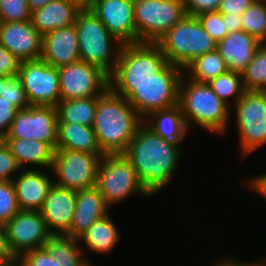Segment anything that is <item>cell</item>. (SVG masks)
Instances as JSON below:
<instances>
[{
	"label": "cell",
	"mask_w": 266,
	"mask_h": 266,
	"mask_svg": "<svg viewBox=\"0 0 266 266\" xmlns=\"http://www.w3.org/2000/svg\"><path fill=\"white\" fill-rule=\"evenodd\" d=\"M33 106L56 107L60 101L58 68L44 60L21 61L17 75Z\"/></svg>",
	"instance_id": "7c38bea8"
},
{
	"label": "cell",
	"mask_w": 266,
	"mask_h": 266,
	"mask_svg": "<svg viewBox=\"0 0 266 266\" xmlns=\"http://www.w3.org/2000/svg\"><path fill=\"white\" fill-rule=\"evenodd\" d=\"M52 0H27L30 12L42 8Z\"/></svg>",
	"instance_id": "c3c4849f"
},
{
	"label": "cell",
	"mask_w": 266,
	"mask_h": 266,
	"mask_svg": "<svg viewBox=\"0 0 266 266\" xmlns=\"http://www.w3.org/2000/svg\"><path fill=\"white\" fill-rule=\"evenodd\" d=\"M97 96L72 100H60L56 105L58 123H78L93 126Z\"/></svg>",
	"instance_id": "f1b7e54d"
},
{
	"label": "cell",
	"mask_w": 266,
	"mask_h": 266,
	"mask_svg": "<svg viewBox=\"0 0 266 266\" xmlns=\"http://www.w3.org/2000/svg\"><path fill=\"white\" fill-rule=\"evenodd\" d=\"M19 211L12 181H0V223L5 225Z\"/></svg>",
	"instance_id": "836d02e7"
},
{
	"label": "cell",
	"mask_w": 266,
	"mask_h": 266,
	"mask_svg": "<svg viewBox=\"0 0 266 266\" xmlns=\"http://www.w3.org/2000/svg\"><path fill=\"white\" fill-rule=\"evenodd\" d=\"M5 228L9 248L16 258L42 248L52 235L38 210H20Z\"/></svg>",
	"instance_id": "9a60e30c"
},
{
	"label": "cell",
	"mask_w": 266,
	"mask_h": 266,
	"mask_svg": "<svg viewBox=\"0 0 266 266\" xmlns=\"http://www.w3.org/2000/svg\"><path fill=\"white\" fill-rule=\"evenodd\" d=\"M18 260L22 266H60L43 248L27 251Z\"/></svg>",
	"instance_id": "f35d334b"
},
{
	"label": "cell",
	"mask_w": 266,
	"mask_h": 266,
	"mask_svg": "<svg viewBox=\"0 0 266 266\" xmlns=\"http://www.w3.org/2000/svg\"><path fill=\"white\" fill-rule=\"evenodd\" d=\"M223 20L228 33L242 30L241 15H231V13H222Z\"/></svg>",
	"instance_id": "bcb514c9"
},
{
	"label": "cell",
	"mask_w": 266,
	"mask_h": 266,
	"mask_svg": "<svg viewBox=\"0 0 266 266\" xmlns=\"http://www.w3.org/2000/svg\"><path fill=\"white\" fill-rule=\"evenodd\" d=\"M169 62L156 43L122 44L110 83H144Z\"/></svg>",
	"instance_id": "ba28073f"
},
{
	"label": "cell",
	"mask_w": 266,
	"mask_h": 266,
	"mask_svg": "<svg viewBox=\"0 0 266 266\" xmlns=\"http://www.w3.org/2000/svg\"><path fill=\"white\" fill-rule=\"evenodd\" d=\"M56 149H68L104 156L94 129L78 123H58Z\"/></svg>",
	"instance_id": "484cf974"
},
{
	"label": "cell",
	"mask_w": 266,
	"mask_h": 266,
	"mask_svg": "<svg viewBox=\"0 0 266 266\" xmlns=\"http://www.w3.org/2000/svg\"><path fill=\"white\" fill-rule=\"evenodd\" d=\"M234 257H226L224 259L221 258V260L219 259L218 261H216L214 264V266H263L265 263H266V259L265 261L263 259H260L262 261H258V262H242V261H239L238 259L235 260V258L233 259ZM249 263V264H248ZM213 266V265H212Z\"/></svg>",
	"instance_id": "7dc6e473"
},
{
	"label": "cell",
	"mask_w": 266,
	"mask_h": 266,
	"mask_svg": "<svg viewBox=\"0 0 266 266\" xmlns=\"http://www.w3.org/2000/svg\"><path fill=\"white\" fill-rule=\"evenodd\" d=\"M21 171L10 148L0 140V181H12Z\"/></svg>",
	"instance_id": "74e56055"
},
{
	"label": "cell",
	"mask_w": 266,
	"mask_h": 266,
	"mask_svg": "<svg viewBox=\"0 0 266 266\" xmlns=\"http://www.w3.org/2000/svg\"><path fill=\"white\" fill-rule=\"evenodd\" d=\"M260 45L253 36L240 30L228 33L217 43L216 50L224 59L228 71L242 74Z\"/></svg>",
	"instance_id": "603a6c76"
},
{
	"label": "cell",
	"mask_w": 266,
	"mask_h": 266,
	"mask_svg": "<svg viewBox=\"0 0 266 266\" xmlns=\"http://www.w3.org/2000/svg\"><path fill=\"white\" fill-rule=\"evenodd\" d=\"M179 145L163 139L144 122L131 140L124 155L151 195L161 192L172 182L182 154Z\"/></svg>",
	"instance_id": "6da1fadb"
},
{
	"label": "cell",
	"mask_w": 266,
	"mask_h": 266,
	"mask_svg": "<svg viewBox=\"0 0 266 266\" xmlns=\"http://www.w3.org/2000/svg\"><path fill=\"white\" fill-rule=\"evenodd\" d=\"M196 18L216 43L223 40L228 34L222 13L205 12L196 16Z\"/></svg>",
	"instance_id": "d590c367"
},
{
	"label": "cell",
	"mask_w": 266,
	"mask_h": 266,
	"mask_svg": "<svg viewBox=\"0 0 266 266\" xmlns=\"http://www.w3.org/2000/svg\"><path fill=\"white\" fill-rule=\"evenodd\" d=\"M85 5L120 43H137L133 0H88Z\"/></svg>",
	"instance_id": "2e32d148"
},
{
	"label": "cell",
	"mask_w": 266,
	"mask_h": 266,
	"mask_svg": "<svg viewBox=\"0 0 266 266\" xmlns=\"http://www.w3.org/2000/svg\"><path fill=\"white\" fill-rule=\"evenodd\" d=\"M41 59L56 68L79 61V43L75 25L57 28L44 34Z\"/></svg>",
	"instance_id": "d6986e66"
},
{
	"label": "cell",
	"mask_w": 266,
	"mask_h": 266,
	"mask_svg": "<svg viewBox=\"0 0 266 266\" xmlns=\"http://www.w3.org/2000/svg\"><path fill=\"white\" fill-rule=\"evenodd\" d=\"M16 259L8 245L5 225L0 223V265L7 264Z\"/></svg>",
	"instance_id": "f6af8a7d"
},
{
	"label": "cell",
	"mask_w": 266,
	"mask_h": 266,
	"mask_svg": "<svg viewBox=\"0 0 266 266\" xmlns=\"http://www.w3.org/2000/svg\"><path fill=\"white\" fill-rule=\"evenodd\" d=\"M76 191L53 184L39 210L52 235H65L72 225Z\"/></svg>",
	"instance_id": "ac0fdd59"
},
{
	"label": "cell",
	"mask_w": 266,
	"mask_h": 266,
	"mask_svg": "<svg viewBox=\"0 0 266 266\" xmlns=\"http://www.w3.org/2000/svg\"><path fill=\"white\" fill-rule=\"evenodd\" d=\"M142 123L128 100L110 87L97 96L92 128L104 154H124Z\"/></svg>",
	"instance_id": "7a4b0ae2"
},
{
	"label": "cell",
	"mask_w": 266,
	"mask_h": 266,
	"mask_svg": "<svg viewBox=\"0 0 266 266\" xmlns=\"http://www.w3.org/2000/svg\"><path fill=\"white\" fill-rule=\"evenodd\" d=\"M84 5L82 0H52L42 8L31 12V21L43 36L57 28L74 25L76 16Z\"/></svg>",
	"instance_id": "7402d4cb"
},
{
	"label": "cell",
	"mask_w": 266,
	"mask_h": 266,
	"mask_svg": "<svg viewBox=\"0 0 266 266\" xmlns=\"http://www.w3.org/2000/svg\"><path fill=\"white\" fill-rule=\"evenodd\" d=\"M54 179L44 169H21L12 180L20 210H40Z\"/></svg>",
	"instance_id": "ffe728a7"
},
{
	"label": "cell",
	"mask_w": 266,
	"mask_h": 266,
	"mask_svg": "<svg viewBox=\"0 0 266 266\" xmlns=\"http://www.w3.org/2000/svg\"><path fill=\"white\" fill-rule=\"evenodd\" d=\"M179 106L188 129L195 123L216 135L223 136L227 132L231 108L213 92L208 83L192 81L183 74L179 85Z\"/></svg>",
	"instance_id": "277c9868"
},
{
	"label": "cell",
	"mask_w": 266,
	"mask_h": 266,
	"mask_svg": "<svg viewBox=\"0 0 266 266\" xmlns=\"http://www.w3.org/2000/svg\"><path fill=\"white\" fill-rule=\"evenodd\" d=\"M20 60L12 53H10L0 43V75L6 77H14L18 75Z\"/></svg>",
	"instance_id": "60d3db41"
},
{
	"label": "cell",
	"mask_w": 266,
	"mask_h": 266,
	"mask_svg": "<svg viewBox=\"0 0 266 266\" xmlns=\"http://www.w3.org/2000/svg\"><path fill=\"white\" fill-rule=\"evenodd\" d=\"M208 85L229 107L232 106L228 99L233 100V105H235L245 92L242 74L232 71H227L217 78L210 80Z\"/></svg>",
	"instance_id": "4dcf8cb0"
},
{
	"label": "cell",
	"mask_w": 266,
	"mask_h": 266,
	"mask_svg": "<svg viewBox=\"0 0 266 266\" xmlns=\"http://www.w3.org/2000/svg\"><path fill=\"white\" fill-rule=\"evenodd\" d=\"M9 77H6L4 75H0V95L1 91L3 90V83L8 79Z\"/></svg>",
	"instance_id": "f907efd6"
},
{
	"label": "cell",
	"mask_w": 266,
	"mask_h": 266,
	"mask_svg": "<svg viewBox=\"0 0 266 266\" xmlns=\"http://www.w3.org/2000/svg\"><path fill=\"white\" fill-rule=\"evenodd\" d=\"M103 156L68 149H56L50 169L55 176L54 184L83 190L96 186L99 162Z\"/></svg>",
	"instance_id": "8fae6325"
},
{
	"label": "cell",
	"mask_w": 266,
	"mask_h": 266,
	"mask_svg": "<svg viewBox=\"0 0 266 266\" xmlns=\"http://www.w3.org/2000/svg\"><path fill=\"white\" fill-rule=\"evenodd\" d=\"M119 230L114 224L110 214L93 223L88 230L79 238L86 251L93 253L110 254L121 237Z\"/></svg>",
	"instance_id": "4316f807"
},
{
	"label": "cell",
	"mask_w": 266,
	"mask_h": 266,
	"mask_svg": "<svg viewBox=\"0 0 266 266\" xmlns=\"http://www.w3.org/2000/svg\"><path fill=\"white\" fill-rule=\"evenodd\" d=\"M96 187L110 209L134 193L144 198L152 197L140 183L135 169L124 154H105L101 158Z\"/></svg>",
	"instance_id": "52a82bcc"
},
{
	"label": "cell",
	"mask_w": 266,
	"mask_h": 266,
	"mask_svg": "<svg viewBox=\"0 0 266 266\" xmlns=\"http://www.w3.org/2000/svg\"><path fill=\"white\" fill-rule=\"evenodd\" d=\"M74 25L80 60L100 68L110 77L115 71L122 43L86 5L78 12Z\"/></svg>",
	"instance_id": "5b68a950"
},
{
	"label": "cell",
	"mask_w": 266,
	"mask_h": 266,
	"mask_svg": "<svg viewBox=\"0 0 266 266\" xmlns=\"http://www.w3.org/2000/svg\"><path fill=\"white\" fill-rule=\"evenodd\" d=\"M3 141L10 148L21 169H33L32 165L51 169L55 149L50 144L22 138H4Z\"/></svg>",
	"instance_id": "cb8c5ba5"
},
{
	"label": "cell",
	"mask_w": 266,
	"mask_h": 266,
	"mask_svg": "<svg viewBox=\"0 0 266 266\" xmlns=\"http://www.w3.org/2000/svg\"><path fill=\"white\" fill-rule=\"evenodd\" d=\"M242 30L266 43V1L254 0L241 15Z\"/></svg>",
	"instance_id": "1f68e13d"
},
{
	"label": "cell",
	"mask_w": 266,
	"mask_h": 266,
	"mask_svg": "<svg viewBox=\"0 0 266 266\" xmlns=\"http://www.w3.org/2000/svg\"><path fill=\"white\" fill-rule=\"evenodd\" d=\"M233 106L240 155L246 158L266 144V91L245 90Z\"/></svg>",
	"instance_id": "30bf717a"
},
{
	"label": "cell",
	"mask_w": 266,
	"mask_h": 266,
	"mask_svg": "<svg viewBox=\"0 0 266 266\" xmlns=\"http://www.w3.org/2000/svg\"><path fill=\"white\" fill-rule=\"evenodd\" d=\"M60 100L101 96L109 87V76L82 60L58 68Z\"/></svg>",
	"instance_id": "4fadbf2b"
},
{
	"label": "cell",
	"mask_w": 266,
	"mask_h": 266,
	"mask_svg": "<svg viewBox=\"0 0 266 266\" xmlns=\"http://www.w3.org/2000/svg\"><path fill=\"white\" fill-rule=\"evenodd\" d=\"M0 266H22L21 262L18 260V258L12 262H9L7 264H1Z\"/></svg>",
	"instance_id": "681fc988"
},
{
	"label": "cell",
	"mask_w": 266,
	"mask_h": 266,
	"mask_svg": "<svg viewBox=\"0 0 266 266\" xmlns=\"http://www.w3.org/2000/svg\"><path fill=\"white\" fill-rule=\"evenodd\" d=\"M227 71L225 61L217 50L194 58L183 68L185 77L199 83H208Z\"/></svg>",
	"instance_id": "f546056e"
},
{
	"label": "cell",
	"mask_w": 266,
	"mask_h": 266,
	"mask_svg": "<svg viewBox=\"0 0 266 266\" xmlns=\"http://www.w3.org/2000/svg\"><path fill=\"white\" fill-rule=\"evenodd\" d=\"M93 264L89 261L85 266H92Z\"/></svg>",
	"instance_id": "816d5d0a"
},
{
	"label": "cell",
	"mask_w": 266,
	"mask_h": 266,
	"mask_svg": "<svg viewBox=\"0 0 266 266\" xmlns=\"http://www.w3.org/2000/svg\"><path fill=\"white\" fill-rule=\"evenodd\" d=\"M171 64L184 68L194 58L216 50L217 43L195 16L186 15L156 41Z\"/></svg>",
	"instance_id": "8992f818"
},
{
	"label": "cell",
	"mask_w": 266,
	"mask_h": 266,
	"mask_svg": "<svg viewBox=\"0 0 266 266\" xmlns=\"http://www.w3.org/2000/svg\"><path fill=\"white\" fill-rule=\"evenodd\" d=\"M143 122L163 139L179 144L186 139L188 133V127L179 104L152 112Z\"/></svg>",
	"instance_id": "d4e9b609"
},
{
	"label": "cell",
	"mask_w": 266,
	"mask_h": 266,
	"mask_svg": "<svg viewBox=\"0 0 266 266\" xmlns=\"http://www.w3.org/2000/svg\"><path fill=\"white\" fill-rule=\"evenodd\" d=\"M42 248L60 266H85L89 262L78 239L68 235H51Z\"/></svg>",
	"instance_id": "83f0119b"
},
{
	"label": "cell",
	"mask_w": 266,
	"mask_h": 266,
	"mask_svg": "<svg viewBox=\"0 0 266 266\" xmlns=\"http://www.w3.org/2000/svg\"><path fill=\"white\" fill-rule=\"evenodd\" d=\"M183 68L168 63L144 83H110V88L125 97L144 120L152 112L179 104V85Z\"/></svg>",
	"instance_id": "3957f363"
},
{
	"label": "cell",
	"mask_w": 266,
	"mask_h": 266,
	"mask_svg": "<svg viewBox=\"0 0 266 266\" xmlns=\"http://www.w3.org/2000/svg\"><path fill=\"white\" fill-rule=\"evenodd\" d=\"M0 43L20 61L42 56V35L27 21L0 22Z\"/></svg>",
	"instance_id": "e0dca14e"
},
{
	"label": "cell",
	"mask_w": 266,
	"mask_h": 266,
	"mask_svg": "<svg viewBox=\"0 0 266 266\" xmlns=\"http://www.w3.org/2000/svg\"><path fill=\"white\" fill-rule=\"evenodd\" d=\"M31 12L27 0H0V22L27 21Z\"/></svg>",
	"instance_id": "e575fe53"
},
{
	"label": "cell",
	"mask_w": 266,
	"mask_h": 266,
	"mask_svg": "<svg viewBox=\"0 0 266 266\" xmlns=\"http://www.w3.org/2000/svg\"><path fill=\"white\" fill-rule=\"evenodd\" d=\"M19 109L0 95V140H3L9 131L12 121Z\"/></svg>",
	"instance_id": "ab89813d"
},
{
	"label": "cell",
	"mask_w": 266,
	"mask_h": 266,
	"mask_svg": "<svg viewBox=\"0 0 266 266\" xmlns=\"http://www.w3.org/2000/svg\"><path fill=\"white\" fill-rule=\"evenodd\" d=\"M137 43H156L186 15L184 0H133Z\"/></svg>",
	"instance_id": "9c48e42d"
},
{
	"label": "cell",
	"mask_w": 266,
	"mask_h": 266,
	"mask_svg": "<svg viewBox=\"0 0 266 266\" xmlns=\"http://www.w3.org/2000/svg\"><path fill=\"white\" fill-rule=\"evenodd\" d=\"M109 210L110 208L96 186L76 191L72 225L65 235L78 239L93 223L109 214Z\"/></svg>",
	"instance_id": "44dd1931"
},
{
	"label": "cell",
	"mask_w": 266,
	"mask_h": 266,
	"mask_svg": "<svg viewBox=\"0 0 266 266\" xmlns=\"http://www.w3.org/2000/svg\"><path fill=\"white\" fill-rule=\"evenodd\" d=\"M253 1L254 0H222L217 12L242 15Z\"/></svg>",
	"instance_id": "7bdbcfd3"
},
{
	"label": "cell",
	"mask_w": 266,
	"mask_h": 266,
	"mask_svg": "<svg viewBox=\"0 0 266 266\" xmlns=\"http://www.w3.org/2000/svg\"><path fill=\"white\" fill-rule=\"evenodd\" d=\"M57 131L56 107L31 105L17 112L4 138L38 140L50 144L56 150Z\"/></svg>",
	"instance_id": "5bb4252c"
},
{
	"label": "cell",
	"mask_w": 266,
	"mask_h": 266,
	"mask_svg": "<svg viewBox=\"0 0 266 266\" xmlns=\"http://www.w3.org/2000/svg\"><path fill=\"white\" fill-rule=\"evenodd\" d=\"M222 0H184L186 13L189 16H198L205 12H217Z\"/></svg>",
	"instance_id": "b9f144b4"
},
{
	"label": "cell",
	"mask_w": 266,
	"mask_h": 266,
	"mask_svg": "<svg viewBox=\"0 0 266 266\" xmlns=\"http://www.w3.org/2000/svg\"><path fill=\"white\" fill-rule=\"evenodd\" d=\"M244 182L249 190L251 189V192L262 196L266 200V172L259 173L257 176L254 175L250 179L246 178Z\"/></svg>",
	"instance_id": "ee69618b"
},
{
	"label": "cell",
	"mask_w": 266,
	"mask_h": 266,
	"mask_svg": "<svg viewBox=\"0 0 266 266\" xmlns=\"http://www.w3.org/2000/svg\"><path fill=\"white\" fill-rule=\"evenodd\" d=\"M245 90H266V43H261L254 57L242 73Z\"/></svg>",
	"instance_id": "d6a6232c"
},
{
	"label": "cell",
	"mask_w": 266,
	"mask_h": 266,
	"mask_svg": "<svg viewBox=\"0 0 266 266\" xmlns=\"http://www.w3.org/2000/svg\"><path fill=\"white\" fill-rule=\"evenodd\" d=\"M1 96L11 101L19 110L30 107L26 92L18 76L9 77L3 83Z\"/></svg>",
	"instance_id": "8d00e7d4"
}]
</instances>
